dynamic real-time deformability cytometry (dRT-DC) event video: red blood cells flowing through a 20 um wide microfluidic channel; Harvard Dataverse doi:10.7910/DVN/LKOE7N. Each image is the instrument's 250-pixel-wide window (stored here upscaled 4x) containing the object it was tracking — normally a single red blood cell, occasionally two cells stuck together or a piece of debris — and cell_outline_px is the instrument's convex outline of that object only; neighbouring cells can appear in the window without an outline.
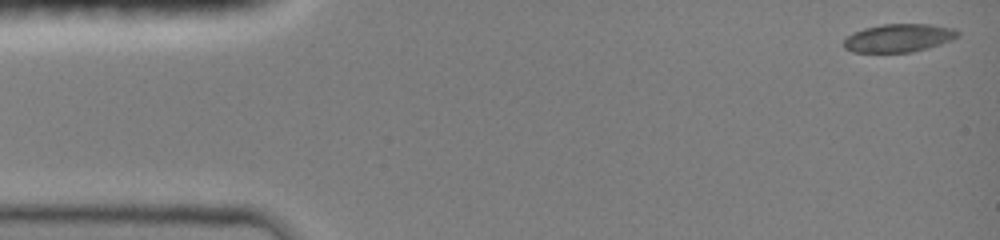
{"species": "common noctule bat (a hibernating species)", "species_latin": "Nyctalus noctula", "temperature_condition": "room temperature", "stored_images_in_passage": 45, "camera_frame_rate_fps": 3000, "um_per_image_px": 0.085, "animal": {"sex": "female", "body_mass_g": 19.0, "forearm_length_mm": 51.5}, "frame": {"image": 1, "passage_image": 1, "time_ms": 0.0, "image_size_px": [1000, 240], "cell_outline_px": [[960, 36], [952, 40], [928, 48], [912, 52], [852, 52], [844, 48], [844, 40], [852, 32], [864, 28], [880, 24], [932, 24], [952, 28], [960, 32]], "centroid_in_image_um": [76.4, 3.22], "position_along_channel_um": 8.6, "area_um2": 18.84}}
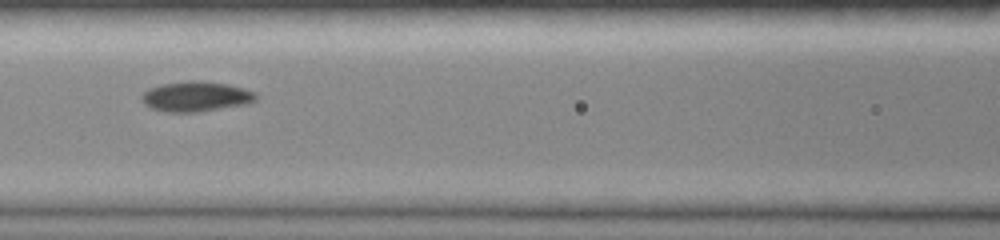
{"frame": {"image": 2, "passage_image": 20, "time_ms": 6.333, "image_size_px": [1000, 240], "cell_outline_px": [[256, 100], [244, 104], [196, 112], [168, 112], [148, 108], [140, 100], [140, 96], [148, 88], [160, 84], [188, 80], [192, 80], [228, 84], [244, 88], [252, 92], [256, 96]], "centroid_in_image_um": [16.55, 8.2], "position_along_channel_um": 150.0, "area_um2": 20.0}}
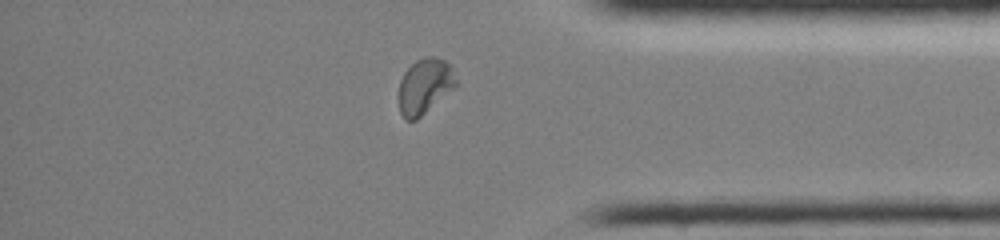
{"frame": {"image": 3, "passage_image": 39, "time_ms": 12.667, "image_size_px": [1000, 240], "cell_outline_px": [[456, 88], [416, 120], [404, 120], [400, 112], [400, 80], [404, 72], [416, 60], [424, 56], [432, 56], [444, 60], [448, 64], [456, 80]], "centroid_in_image_um": [36.1, 7.34], "position_along_channel_um": 399.1, "area_um2": 18.32}, "authors_computed_cell_mechanics": {"area_um2": 18.6116, "velocity_mm_per_s": 4.0384, "shape_relaxation_time_tau1_ms": 4.5495, "shape_relaxation_time_tau2_ms": 2.0882, "deformation_change_tau1": 0.172, "deformation_change_tau2": 0.0464}}